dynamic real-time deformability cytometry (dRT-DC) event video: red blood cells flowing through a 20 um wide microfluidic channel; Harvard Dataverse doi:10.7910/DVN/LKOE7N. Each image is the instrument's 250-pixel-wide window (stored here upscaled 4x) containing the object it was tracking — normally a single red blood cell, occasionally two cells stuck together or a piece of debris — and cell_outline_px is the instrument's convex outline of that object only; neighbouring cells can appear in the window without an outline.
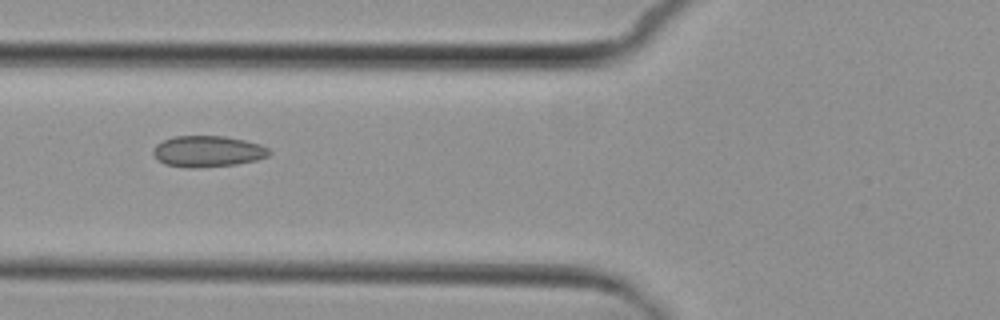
{"species": "common noctule bat (a hibernating species)", "species_latin": "Nyctalus noctula", "temperature_condition": "cold", "stored_images_in_passage": 7, "camera_frame_rate_fps": 3000, "um_per_image_px": 0.085, "animal": {"sex": "female", "body_mass_g": 29.2, "forearm_length_mm": 56.3}, "frame": {"image": 1, "passage_image": 5, "time_ms": 5.333, "image_size_px": [1000, 320], "cell_outline_px": [[272, 152], [268, 156], [256, 160], [236, 164], [196, 168], [188, 168], [164, 164], [152, 152], [152, 148], [156, 144], [172, 136], [224, 136], [244, 140], [260, 144], [268, 148]], "centroid_in_image_um": [17.65, 12.86], "position_along_channel_um": 108.1, "area_um2": 21.1}}
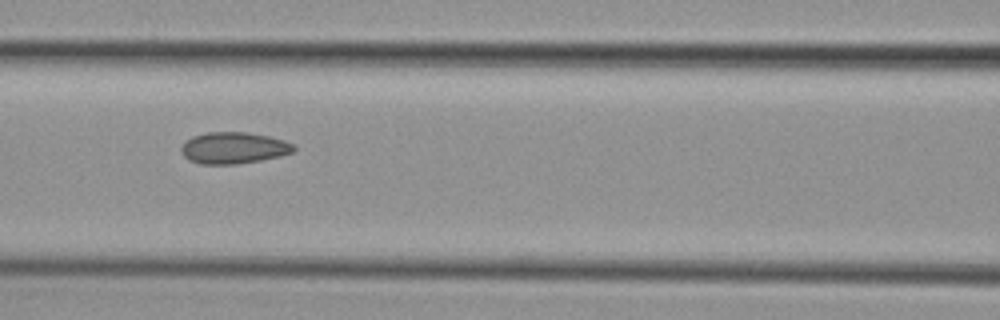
{"frame": {"image": 2, "passage_image": 6, "time_ms": 6.333, "image_size_px": [1000, 320], "cell_outline_px": [[296, 148], [292, 152], [280, 156], [260, 160], [236, 164], [200, 164], [188, 160], [180, 152], [180, 148], [184, 140], [192, 136], [208, 132], [244, 132], [268, 136], [284, 140], [292, 144]], "centroid_in_image_um": [19.8, 12.57], "position_along_channel_um": 146.8, "area_um2": 20.75}}
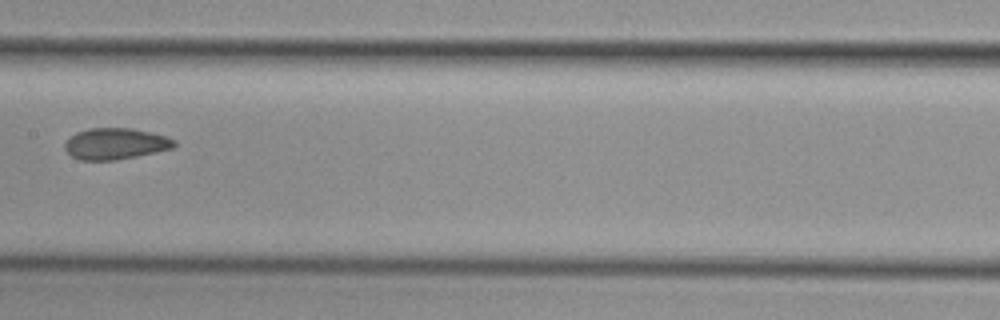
{"frame": {"image": 3, "passage_image": 7, "time_ms": 7.667, "image_size_px": [1000, 320], "cell_outline_px": [[176, 144], [172, 148], [156, 152], [116, 160], [80, 160], [72, 156], [64, 148], [64, 144], [76, 132], [88, 128], [132, 128], [152, 132], [176, 140]], "centroid_in_image_um": [9.82, 12.21], "position_along_channel_um": 197.6, "area_um2": 19.88}}